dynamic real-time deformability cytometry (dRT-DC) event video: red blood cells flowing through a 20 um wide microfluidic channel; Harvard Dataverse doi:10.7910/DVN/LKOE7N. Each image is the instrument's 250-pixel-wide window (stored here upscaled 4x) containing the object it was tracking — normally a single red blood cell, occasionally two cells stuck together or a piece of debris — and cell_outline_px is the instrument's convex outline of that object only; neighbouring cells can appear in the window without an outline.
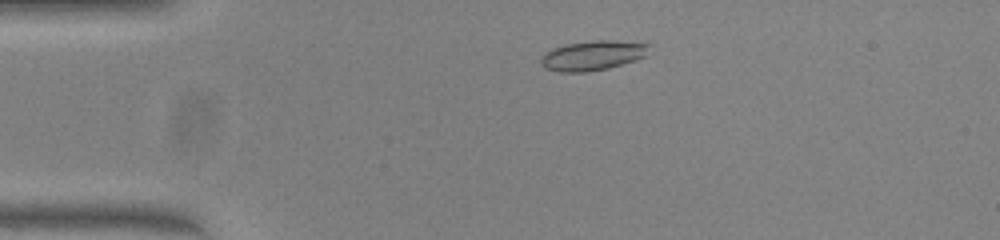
{"species": "common noctule bat (a hibernating species)", "species_latin": "Nyctalus noctula", "temperature_condition": "warm", "stored_images_in_passage": 46, "camera_frame_rate_fps": 3000, "um_per_image_px": 0.085, "animal": {"sex": "female", "body_mass_g": 23.0, "forearm_length_mm": 53.4}, "frame": {"image": 1, "passage_image": 6, "time_ms": 1.667, "image_size_px": [1000, 240], "cell_outline_px": [[648, 44], [644, 56], [608, 68], [588, 72], [560, 72], [544, 68], [540, 64], [540, 56], [552, 48], [564, 44], [592, 40], [608, 40]], "centroid_in_image_um": [50.24, 4.72], "position_along_channel_um": 34.8, "area_um2": 18.5}}
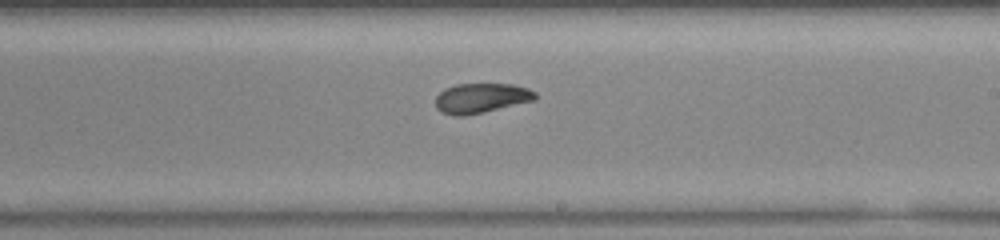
{"frame": {"image": 2, "passage_image": 25, "time_ms": 8.0, "image_size_px": [1000, 240], "cell_outline_px": [[536, 100], [484, 112], [464, 116], [456, 116], [440, 112], [436, 108], [436, 96], [444, 88], [456, 84], [512, 84], [528, 88], [536, 92]], "centroid_in_image_um": [40.89, 8.34], "position_along_channel_um": 248.1, "area_um2": 17.46}}
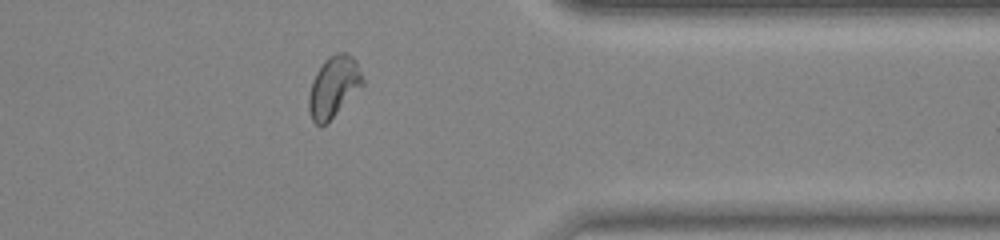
{"frame": {"image": 3, "passage_image": 36, "time_ms": 11.667, "image_size_px": [1000, 240], "cell_outline_px": [[364, 84], [324, 124], [316, 124], [312, 120], [308, 108], [308, 96], [312, 80], [316, 72], [324, 60], [328, 56], [336, 52], [348, 52], [356, 60], [364, 80]], "centroid_in_image_um": [28.35, 7.3], "position_along_channel_um": 383.1, "area_um2": 18.9}, "authors_computed_cell_mechanics": {"area_um2": 18.3226, "velocity_mm_per_s": 4.0341, "shape_relaxation_time_tau1_ms": 11.2392, "shape_relaxation_time_tau2_ms": 1.3143, "deformation_change_tau1": 0.2635, "deformation_change_tau2": 0.0577}}